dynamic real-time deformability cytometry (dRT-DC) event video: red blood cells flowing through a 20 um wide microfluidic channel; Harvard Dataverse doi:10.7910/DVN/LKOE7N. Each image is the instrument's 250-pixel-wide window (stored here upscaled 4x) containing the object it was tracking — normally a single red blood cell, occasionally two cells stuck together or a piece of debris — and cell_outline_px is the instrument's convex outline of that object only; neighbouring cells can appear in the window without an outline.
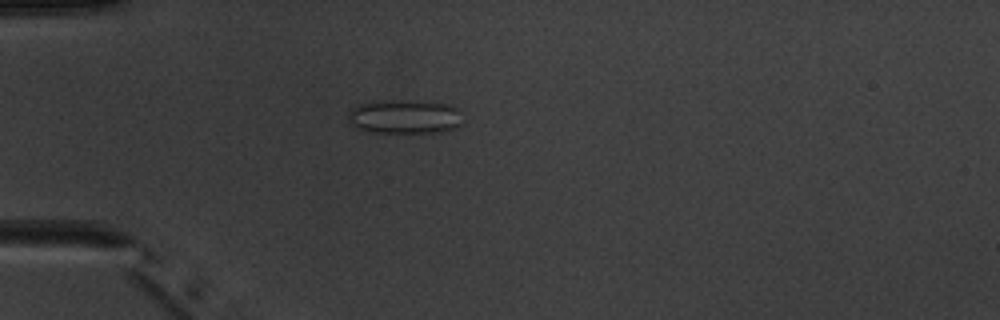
{"species": "common noctule bat (a hibernating species)", "species_latin": "Nyctalus noctula", "temperature_condition": "warm", "stored_images_in_passage": 1, "camera_frame_rate_fps": 3000, "um_per_image_px": 0.085, "animal": {"sex": "male", "body_mass_g": 20.1, "forearm_length_mm": 53.5}, "frame": {"image": 1, "passage_image": 1, "time_ms": 0.0, "image_size_px": [1000, 320], "cell_outline_px": [[464, 124], [456, 128], [440, 132], [376, 132], [360, 128], [352, 124], [348, 116], [352, 108], [360, 104], [380, 100], [416, 100], [452, 104], [456, 108]], "centroid_in_image_um": [34.47, 9.9], "position_along_channel_um": 50.5, "area_um2": 22.72}}